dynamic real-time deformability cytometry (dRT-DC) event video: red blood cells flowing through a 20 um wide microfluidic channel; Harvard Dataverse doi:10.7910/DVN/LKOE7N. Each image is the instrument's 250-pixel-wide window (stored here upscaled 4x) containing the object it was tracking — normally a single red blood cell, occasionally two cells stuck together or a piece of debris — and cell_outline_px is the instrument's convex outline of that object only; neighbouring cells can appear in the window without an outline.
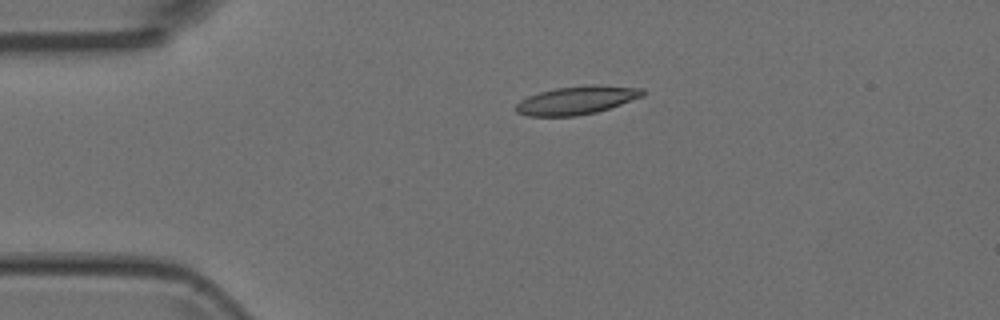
{"species": "Egyptian fruit bat (a non-hibernating species)", "species_latin": "Rousettus aegyptiacus", "temperature_condition": "room temperature", "stored_images_in_passage": 2, "camera_frame_rate_fps": 3000, "um_per_image_px": 0.085, "animal": {"sex": "female"}, "frame": {"image": 1, "passage_image": 1, "time_ms": 0.0, "image_size_px": [1000, 320], "cell_outline_px": [[644, 96], [596, 112], [576, 116], [528, 116], [516, 112], [516, 104], [520, 100], [528, 96], [540, 92], [556, 88], [588, 84], [592, 84], [644, 88]], "centroid_in_image_um": [49.02, 8.51], "position_along_channel_um": 36.0, "area_um2": 20.87}}